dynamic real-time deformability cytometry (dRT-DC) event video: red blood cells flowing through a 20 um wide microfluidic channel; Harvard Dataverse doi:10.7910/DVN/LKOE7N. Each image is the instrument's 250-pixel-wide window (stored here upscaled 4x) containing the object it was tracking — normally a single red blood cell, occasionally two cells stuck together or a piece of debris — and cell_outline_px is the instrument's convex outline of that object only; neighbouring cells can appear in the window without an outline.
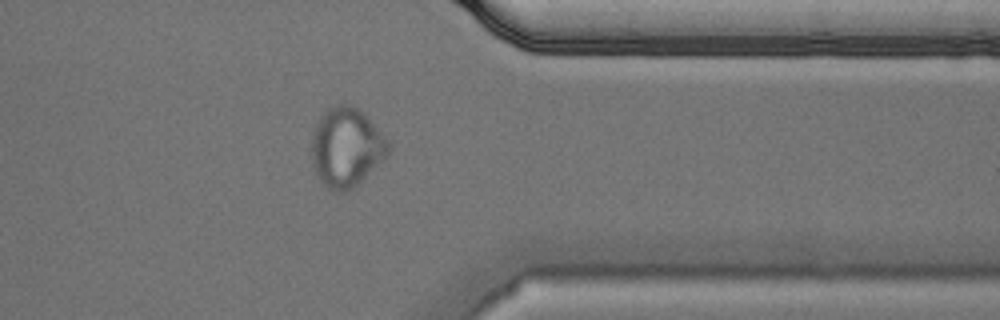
{"species": "Egyptian fruit bat (a non-hibernating species)", "species_latin": "Rousettus aegyptiacus", "temperature_condition": "cold", "stored_images_in_passage": 39, "camera_frame_rate_fps": 3000, "um_per_image_px": 0.085, "animal": {"sex": "male"}, "frame": {"image": 1, "passage_image": 27, "time_ms": 8.667, "image_size_px": [1000, 320], "cell_outline_px": [[392, 148], [388, 156], [384, 160], [352, 188], [344, 192], [336, 192], [328, 188], [320, 180], [312, 164], [312, 132], [320, 116], [328, 108], [336, 104], [348, 104], [360, 108], [368, 116], [388, 140]], "centroid_in_image_um": [29.46, 12.49], "position_along_channel_um": 381.9, "area_um2": 35.72}}